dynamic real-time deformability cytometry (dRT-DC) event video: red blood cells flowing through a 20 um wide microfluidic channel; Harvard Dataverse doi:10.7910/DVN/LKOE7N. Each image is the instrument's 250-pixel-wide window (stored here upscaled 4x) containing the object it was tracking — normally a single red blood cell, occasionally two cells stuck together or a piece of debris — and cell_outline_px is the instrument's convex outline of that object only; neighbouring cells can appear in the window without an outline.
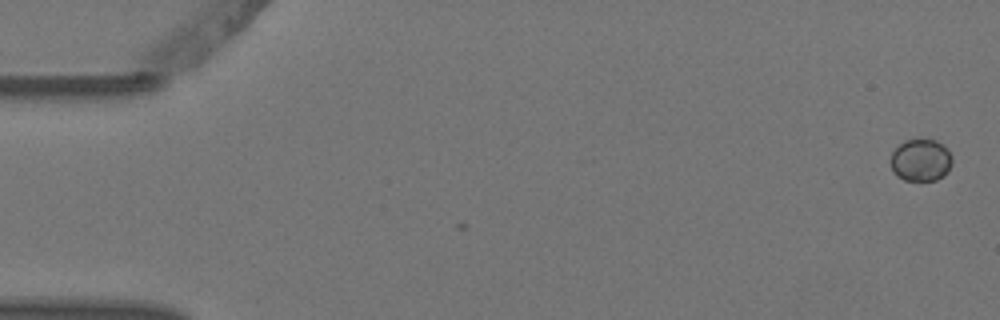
{"species": "Egyptian fruit bat (a non-hibernating species)", "species_latin": "Rousettus aegyptiacus", "temperature_condition": "warm", "stored_images_in_passage": 2, "camera_frame_rate_fps": 3000, "um_per_image_px": 0.085, "animal": {"sex": "female"}, "frame": {"image": 1, "passage_image": 1, "time_ms": 0.0, "image_size_px": [1000, 320], "cell_outline_px": [[952, 164], [948, 172], [944, 176], [936, 180], [904, 180], [896, 176], [892, 172], [888, 160], [892, 152], [904, 140], [936, 140], [944, 144], [952, 156]], "centroid_in_image_um": [78.25, 13.62], "position_along_channel_um": 6.8, "area_um2": 15.49}}